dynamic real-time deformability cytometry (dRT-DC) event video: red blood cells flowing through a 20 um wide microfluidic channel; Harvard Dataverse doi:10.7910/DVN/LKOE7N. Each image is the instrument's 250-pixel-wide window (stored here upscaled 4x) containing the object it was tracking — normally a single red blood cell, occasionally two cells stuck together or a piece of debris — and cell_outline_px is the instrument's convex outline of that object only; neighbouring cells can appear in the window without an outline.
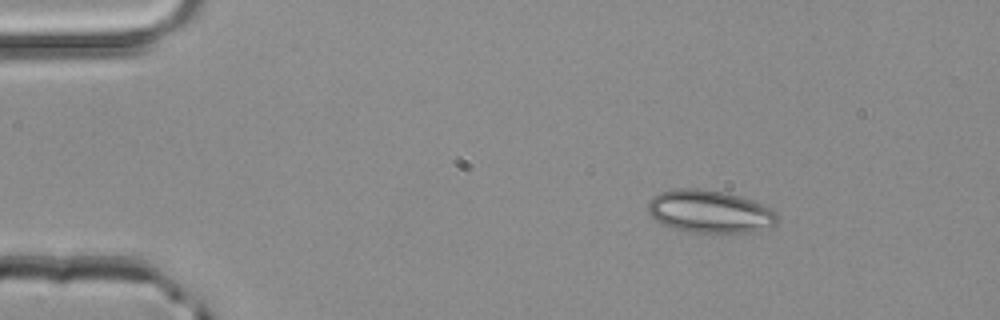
{"species": "common noctule bat (a hibernating species)", "species_latin": "Nyctalus noctula", "temperature_condition": "room temperature", "stored_images_in_passage": 2, "camera_frame_rate_fps": 3000, "um_per_image_px": 0.085, "animal": {"sex": "male", "body_mass_g": 20.4}, "frame": {"image": 1, "passage_image": 1, "time_ms": 0.0, "image_size_px": [1000, 320], "cell_outline_px": [[780, 216], [776, 224], [752, 232], [688, 232], [664, 224], [656, 220], [648, 212], [648, 200], [652, 196], [660, 192], [676, 188], [700, 188], [724, 192], [740, 196], [752, 200], [772, 208]], "centroid_in_image_um": [60.34, 17.96], "position_along_channel_um": 24.7, "area_um2": 32.25}}